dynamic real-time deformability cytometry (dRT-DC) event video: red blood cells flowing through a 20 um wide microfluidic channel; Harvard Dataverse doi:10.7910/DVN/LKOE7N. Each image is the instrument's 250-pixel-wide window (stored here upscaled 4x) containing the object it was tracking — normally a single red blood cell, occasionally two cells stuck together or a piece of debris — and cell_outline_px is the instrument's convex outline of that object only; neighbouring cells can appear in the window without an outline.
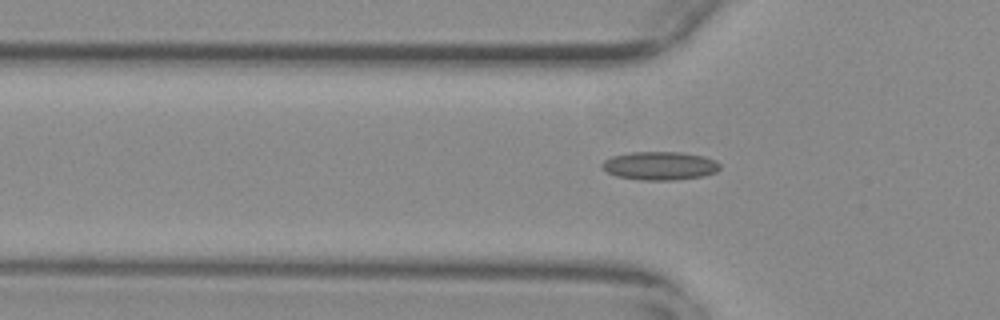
{"species": "common noctule bat (a hibernating species)", "species_latin": "Nyctalus noctula", "temperature_condition": "warm", "stored_images_in_passage": 38, "camera_frame_rate_fps": 3000, "um_per_image_px": 0.085, "animal": {"sex": "female", "body_mass_g": 29.2, "forearm_length_mm": 56.3}, "frame": {"image": 1, "passage_image": 7, "time_ms": 2.0, "image_size_px": [1000, 320], "cell_outline_px": [[720, 168], [716, 172], [704, 176], [676, 180], [640, 180], [616, 176], [608, 172], [600, 164], [604, 160], [612, 156], [632, 152], [680, 152], [704, 156], [716, 160], [720, 164]], "centroid_in_image_um": [56.11, 14.09], "position_along_channel_um": 69.7, "area_um2": 19.59}}
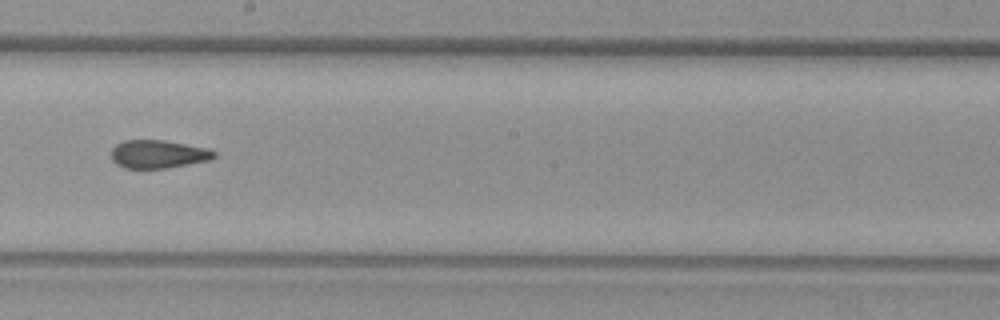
{"frame": {"image": 2, "passage_image": 20, "time_ms": 6.333, "image_size_px": [1000, 320], "cell_outline_px": [[216, 156], [208, 160], [188, 164], [164, 168], [124, 168], [116, 164], [112, 160], [112, 148], [116, 144], [124, 140], [164, 140], [204, 148], [216, 152]], "centroid_in_image_um": [13.39, 13.1], "position_along_channel_um": 234.8, "area_um2": 16.65}}
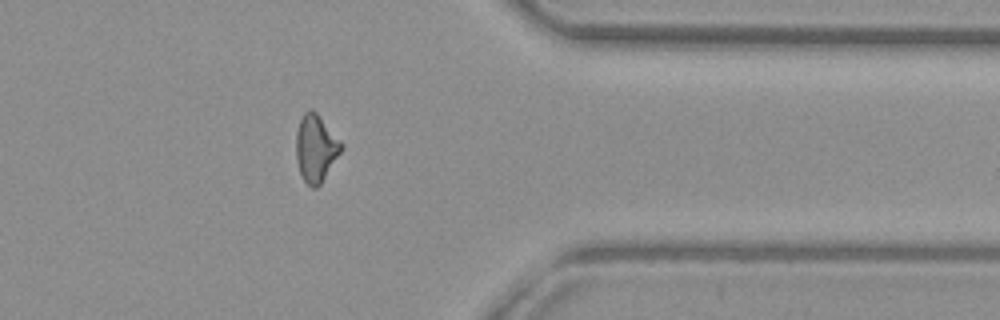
{"frame": {"image": 3, "passage_image": 33, "time_ms": 10.667, "image_size_px": [1000, 320], "cell_outline_px": [[344, 148], [320, 184], [316, 188], [312, 188], [304, 180], [300, 172], [296, 160], [296, 132], [300, 120], [304, 112], [312, 108], [316, 112], [344, 144]], "centroid_in_image_um": [26.85, 12.59], "position_along_channel_um": 384.5, "area_um2": 17.69}, "authors_computed_cell_mechanics": {"area_um2": 17.4556, "velocity_mm_per_s": 3.8006, "shape_relaxation_time_tau1_ms": null, "shape_relaxation_time_tau2_ms": 1.8136, "deformation_change_tau1": null, "deformation_change_tau2": 0.0899}}